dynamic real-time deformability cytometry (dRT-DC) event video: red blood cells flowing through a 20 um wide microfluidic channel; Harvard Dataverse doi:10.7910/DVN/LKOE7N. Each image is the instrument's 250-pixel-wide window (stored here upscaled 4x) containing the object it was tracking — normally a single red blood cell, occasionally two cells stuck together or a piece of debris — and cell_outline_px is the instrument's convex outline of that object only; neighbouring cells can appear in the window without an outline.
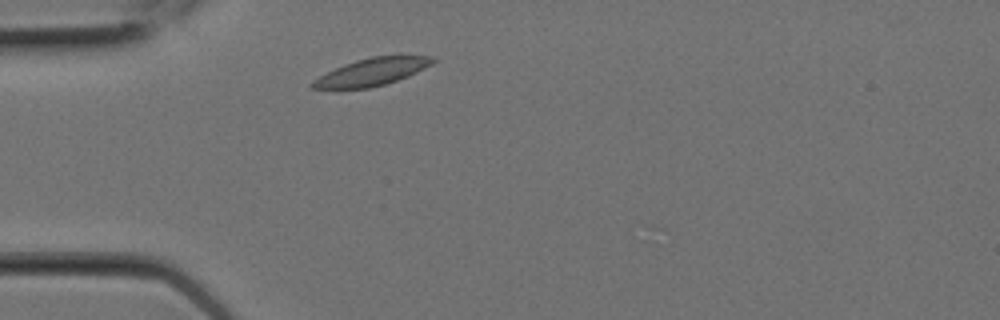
{"species": "Egyptian fruit bat (a non-hibernating species)", "species_latin": "Rousettus aegyptiacus", "temperature_condition": "room temperature", "stored_images_in_passage": 6, "camera_frame_rate_fps": 3000, "um_per_image_px": 0.085, "animal": {"sex": "female"}, "frame": {"image": 1, "passage_image": 2, "time_ms": 0.333, "image_size_px": [1000, 320], "cell_outline_px": [[436, 60], [432, 64], [408, 76], [384, 84], [368, 88], [312, 88], [308, 84], [312, 80], [344, 64], [356, 60], [372, 56], [432, 56]], "centroid_in_image_um": [31.6, 6.11], "position_along_channel_um": 53.4, "area_um2": 18.79}}
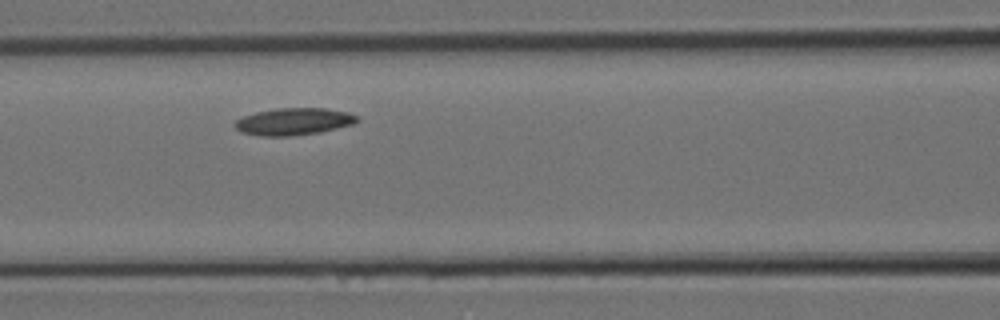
{"frame": {"image": 2, "passage_image": 5, "time_ms": 1.333, "image_size_px": [1000, 320], "cell_outline_px": [[360, 120], [352, 124], [320, 132], [288, 136], [260, 136], [240, 132], [236, 128], [236, 120], [244, 116], [256, 112], [280, 108], [324, 108], [348, 112], [360, 116]], "centroid_in_image_um": [25.0, 10.33], "position_along_channel_um": 141.6, "area_um2": 19.19}}
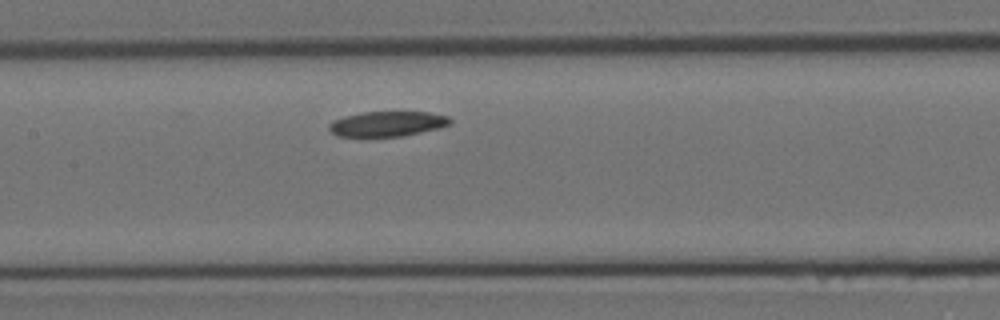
{"frame": {"image": 3, "passage_image": 6, "time_ms": 1.667, "image_size_px": [1000, 320], "cell_outline_px": [[452, 124], [440, 128], [404, 136], [336, 136], [328, 128], [328, 124], [332, 120], [344, 116], [364, 112], [428, 112], [448, 116], [452, 120]], "centroid_in_image_um": [32.94, 10.52], "position_along_channel_um": 174.5, "area_um2": 17.8}}